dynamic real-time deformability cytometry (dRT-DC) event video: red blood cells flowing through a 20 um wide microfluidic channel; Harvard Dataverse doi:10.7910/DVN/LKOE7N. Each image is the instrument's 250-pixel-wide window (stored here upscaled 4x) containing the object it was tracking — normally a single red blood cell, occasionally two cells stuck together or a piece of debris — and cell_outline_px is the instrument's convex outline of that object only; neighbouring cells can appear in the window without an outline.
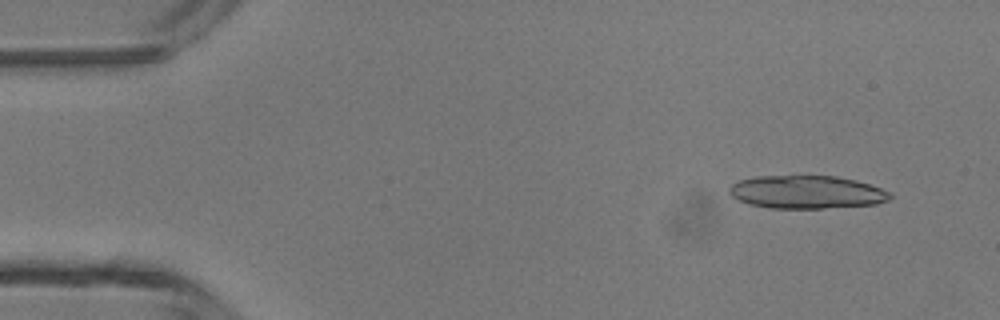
{"species": "common noctule bat (a hibernating species)", "species_latin": "Nyctalus noctula", "temperature_condition": "room temperature", "stored_images_in_passage": 16, "camera_frame_rate_fps": 3000, "um_per_image_px": 0.085, "animal": {"sex": "male", "body_mass_g": 13.3}, "frame": {"image": 1, "passage_image": 4, "time_ms": 1.0, "image_size_px": [1000, 320], "cell_outline_px": [[892, 196], [888, 200], [876, 204], [820, 208], [772, 208], [748, 204], [732, 196], [728, 192], [728, 188], [736, 180], [756, 176], [836, 176], [856, 180], [892, 192]], "centroid_in_image_um": [68.54, 16.32], "position_along_channel_um": 16.5, "area_um2": 30.98}}